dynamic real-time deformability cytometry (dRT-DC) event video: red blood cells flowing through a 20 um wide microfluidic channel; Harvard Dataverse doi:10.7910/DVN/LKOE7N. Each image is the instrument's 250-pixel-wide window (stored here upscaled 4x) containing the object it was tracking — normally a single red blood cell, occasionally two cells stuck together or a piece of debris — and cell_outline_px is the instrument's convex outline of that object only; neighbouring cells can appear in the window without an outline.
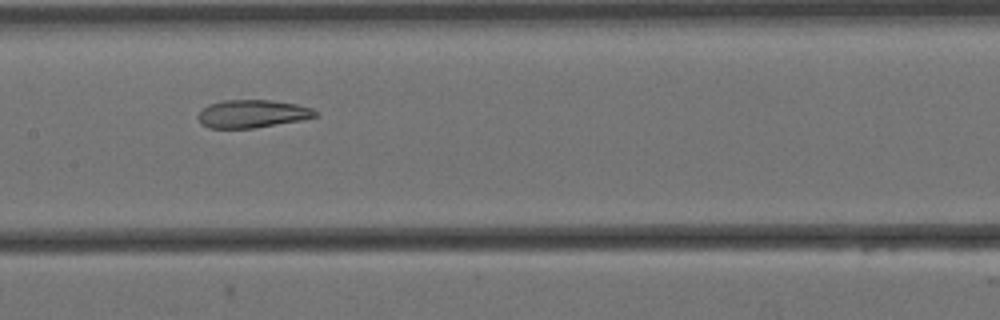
{"species": "Egyptian fruit bat (a non-hibernating species)", "species_latin": "Rousettus aegyptiacus", "temperature_condition": "cold", "stored_images_in_passage": 8, "camera_frame_rate_fps": 3000, "um_per_image_px": 0.085, "animal": {"sex": "female"}, "frame": {"image": 1, "passage_image": 7, "time_ms": 2.0, "image_size_px": [1000, 320], "cell_outline_px": [[320, 116], [300, 120], [252, 128], [208, 128], [200, 124], [196, 116], [208, 104], [224, 100], [272, 100], [296, 104], [312, 108]], "centroid_in_image_um": [21.42, 9.67], "position_along_channel_um": 186.0, "area_um2": 19.07}}
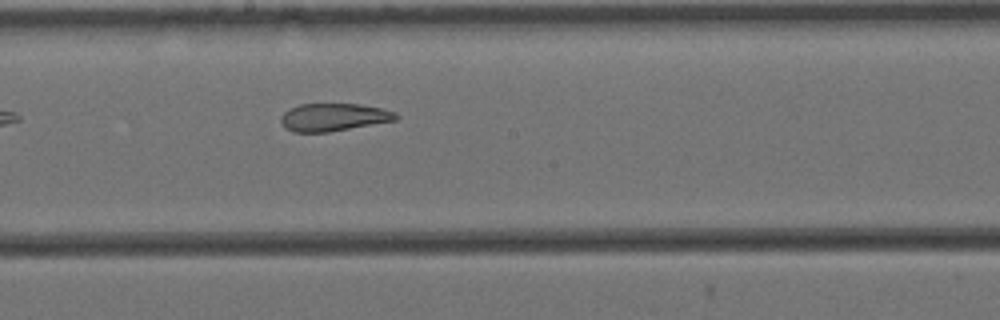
{"frame": {"image": 2, "passage_image": 8, "time_ms": 2.333, "image_size_px": [1000, 320], "cell_outline_px": [[400, 116], [396, 120], [328, 132], [292, 132], [284, 128], [280, 120], [280, 116], [288, 108], [300, 104], [360, 104], [380, 108], [396, 112]], "centroid_in_image_um": [28.32, 9.96], "position_along_channel_um": 219.9, "area_um2": 18.67}}